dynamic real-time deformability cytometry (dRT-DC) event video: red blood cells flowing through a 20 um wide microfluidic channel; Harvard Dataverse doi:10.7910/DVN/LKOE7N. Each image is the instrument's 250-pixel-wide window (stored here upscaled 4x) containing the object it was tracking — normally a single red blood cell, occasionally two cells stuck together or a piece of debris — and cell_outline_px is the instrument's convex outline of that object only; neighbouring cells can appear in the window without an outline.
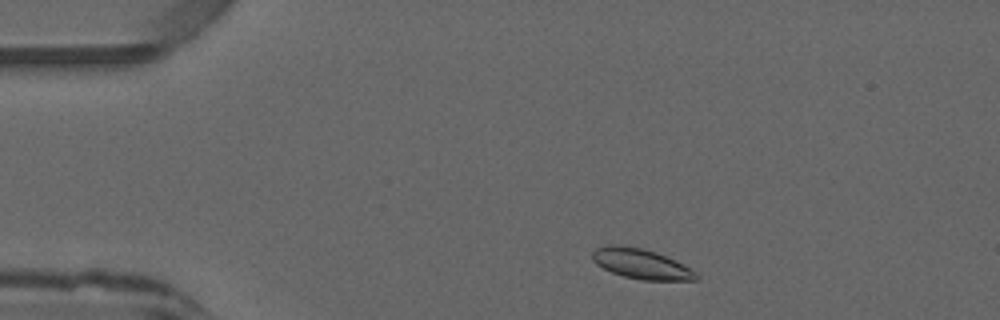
{"species": "common noctule bat (a hibernating species)", "species_latin": "Nyctalus noctula", "temperature_condition": "warm", "stored_images_in_passage": 30, "camera_frame_rate_fps": 3000, "um_per_image_px": 0.085, "animal": {"sex": "male", "forearm_length_mm": 52.5}, "frame": {"image": 1, "passage_image": 4, "time_ms": 1.0, "image_size_px": [1000, 320], "cell_outline_px": [[700, 276], [696, 280], [640, 280], [624, 276], [612, 272], [596, 264], [592, 260], [592, 252], [596, 248], [608, 244], [620, 244], [640, 248], [656, 252], [696, 272]], "centroid_in_image_um": [54.44, 22.42], "position_along_channel_um": 30.6, "area_um2": 17.98}}
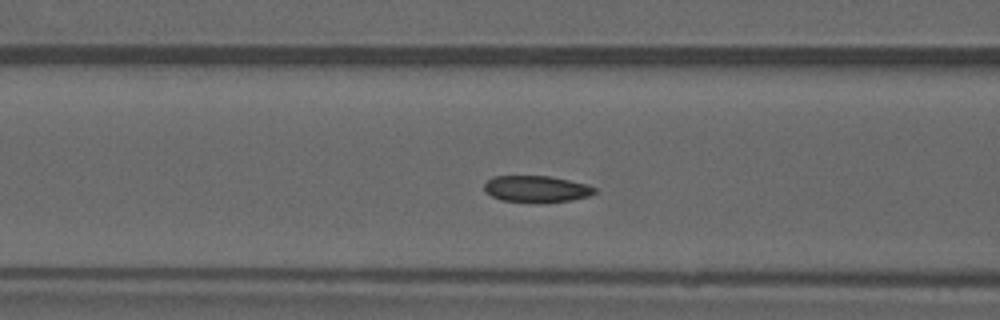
{"frame": {"image": 2, "passage_image": 15, "time_ms": 4.667, "image_size_px": [1000, 320], "cell_outline_px": [[596, 192], [592, 196], [572, 200], [544, 204], [540, 204], [500, 200], [484, 192], [484, 184], [492, 176], [552, 176], [588, 184], [596, 188]], "centroid_in_image_um": [45.63, 16.08], "position_along_channel_um": 121.0, "area_um2": 17.74}}
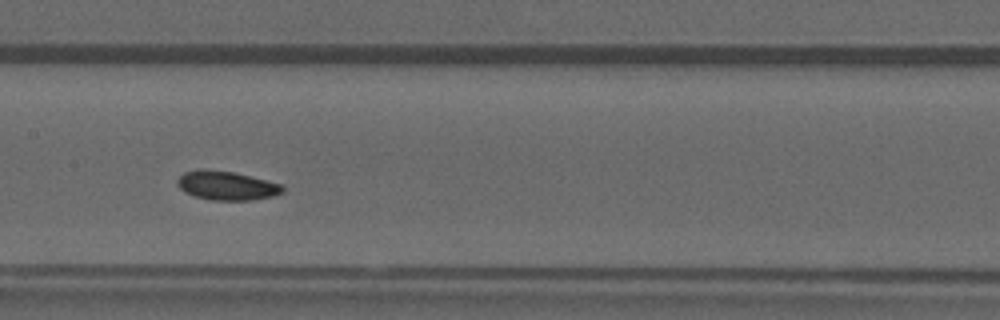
{"frame": {"image": 3, "passage_image": 20, "time_ms": 6.333, "image_size_px": [1000, 320], "cell_outline_px": [[284, 192], [272, 196], [252, 200], [212, 200], [192, 196], [184, 192], [176, 184], [176, 180], [184, 172], [196, 168], [204, 168], [232, 172], [284, 184]], "centroid_in_image_um": [19.23, 15.76], "position_along_channel_um": 188.2, "area_um2": 18.03}}